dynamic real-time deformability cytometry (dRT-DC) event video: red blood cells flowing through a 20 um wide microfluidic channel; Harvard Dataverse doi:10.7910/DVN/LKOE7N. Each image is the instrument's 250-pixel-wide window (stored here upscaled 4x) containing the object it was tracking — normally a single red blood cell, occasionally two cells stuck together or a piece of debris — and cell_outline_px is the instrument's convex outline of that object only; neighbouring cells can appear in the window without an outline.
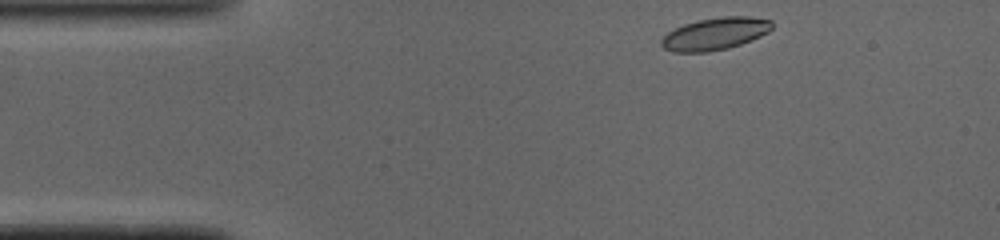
{"species": "common noctule bat (a hibernating species)", "species_latin": "Nyctalus noctula", "temperature_condition": "cold", "stored_images_in_passage": 43, "camera_frame_rate_fps": 3000, "um_per_image_px": 0.085, "animal": {"sex": "male", "body_mass_g": 19.0, "forearm_length_mm": 50.8}, "frame": {"image": 1, "passage_image": 1, "time_ms": 0.0, "image_size_px": [1000, 240], "cell_outline_px": [[772, 28], [768, 32], [760, 36], [740, 44], [728, 48], [708, 52], [672, 52], [664, 48], [660, 44], [660, 40], [668, 32], [684, 24], [700, 20], [724, 16], [748, 16], [772, 20]], "centroid_in_image_um": [60.77, 2.87], "position_along_channel_um": 24.2, "area_um2": 20.69}}
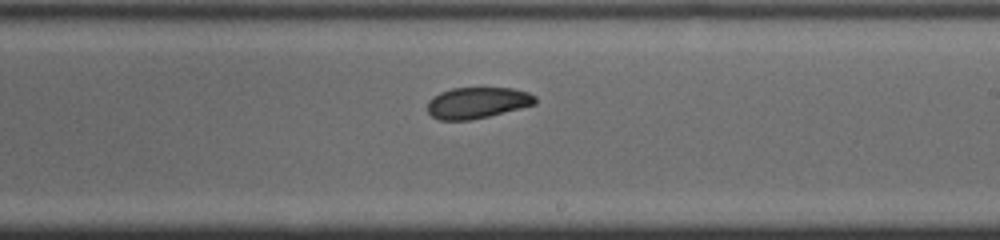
{"frame": {"image": 2, "passage_image": 22, "time_ms": 7.0, "image_size_px": [1000, 240], "cell_outline_px": [[536, 104], [488, 116], [468, 120], [440, 120], [432, 116], [428, 112], [428, 100], [432, 96], [440, 92], [452, 88], [512, 88], [528, 92], [536, 96]], "centroid_in_image_um": [40.56, 8.73], "position_along_channel_um": 248.4, "area_um2": 19.54}}
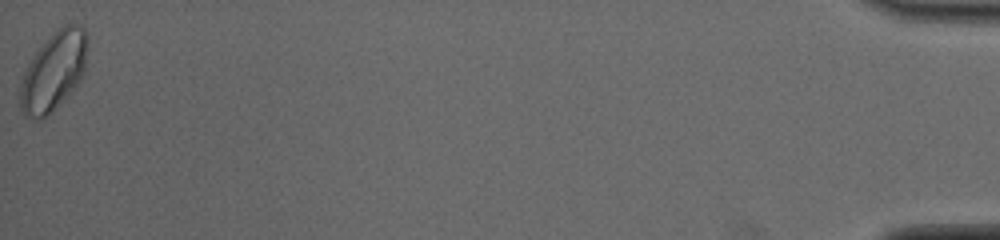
{"frame": {"image": 3, "passage_image": 43, "time_ms": 14.0, "image_size_px": [1000, 240], "cell_outline_px": [[88, 44], [84, 72], [80, 80], [52, 112], [44, 120], [40, 120], [24, 116], [20, 108], [20, 80], [28, 64], [36, 52], [52, 32], [56, 28], [64, 24], [80, 24], [84, 28], [88, 36]], "centroid_in_image_um": [4.56, 6.04], "position_along_channel_um": 430.6, "area_um2": 31.15}, "authors_computed_cell_mechanics": {"area_um2": 20.9236, "velocity_mm_per_s": 4.0648, "shape_relaxation_time_tau1_ms": 3.7085, "shape_relaxation_time_tau2_ms": 4.0679, "deformation_change_tau1": 0.0917, "deformation_change_tau2": 0.087}}